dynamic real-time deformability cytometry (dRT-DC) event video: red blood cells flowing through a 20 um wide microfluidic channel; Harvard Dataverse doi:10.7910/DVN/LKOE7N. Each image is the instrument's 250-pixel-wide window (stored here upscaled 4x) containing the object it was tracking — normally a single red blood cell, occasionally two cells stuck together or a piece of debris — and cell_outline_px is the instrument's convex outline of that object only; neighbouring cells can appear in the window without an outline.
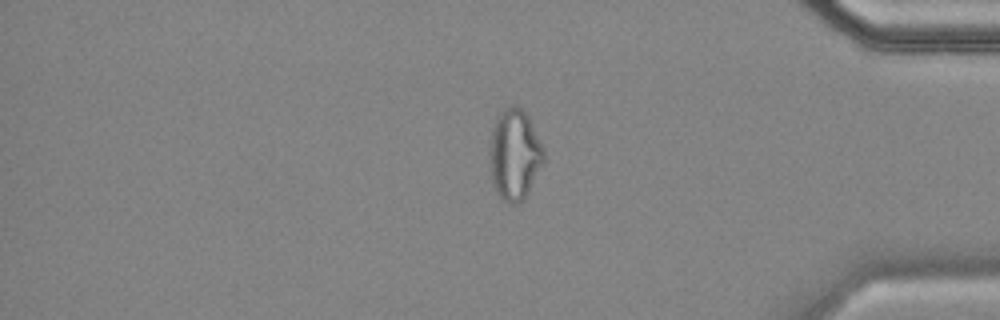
{"species": "common noctule bat (a hibernating species)", "species_latin": "Nyctalus noctula", "temperature_condition": "cold", "stored_images_in_passage": 37, "camera_frame_rate_fps": 3000, "um_per_image_px": 0.085, "animal": {"sex": "female", "body_mass_g": 18.4}, "frame": {"image": 1, "passage_image": 32, "time_ms": 10.333, "image_size_px": [1000, 320], "cell_outline_px": [[544, 160], [524, 200], [520, 204], [512, 204], [504, 200], [496, 192], [492, 184], [488, 152], [492, 128], [496, 116], [508, 104], [512, 104], [520, 108], [528, 116], [544, 148]], "centroid_in_image_um": [43.71, 13.13], "position_along_channel_um": 391.5, "area_um2": 28.96}, "authors_computed_cell_mechanics": {"area_um2": 24.9696, "velocity_mm_per_s": 3.5303, "shape_relaxation_time_tau1_ms": null, "shape_relaxation_time_tau2_ms": 2.1569, "deformation_change_tau1": null, "deformation_change_tau2": 0.0706}}